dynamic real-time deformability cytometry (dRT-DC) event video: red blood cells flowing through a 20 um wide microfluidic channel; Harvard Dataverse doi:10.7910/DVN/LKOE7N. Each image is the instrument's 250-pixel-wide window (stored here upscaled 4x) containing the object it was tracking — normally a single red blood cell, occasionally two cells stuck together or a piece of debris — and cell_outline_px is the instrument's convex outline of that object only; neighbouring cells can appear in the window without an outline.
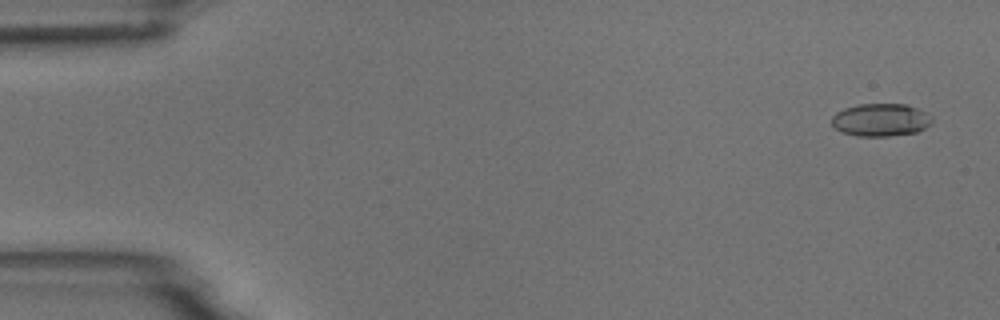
{"species": "common noctule bat (a hibernating species)", "species_latin": "Nyctalus noctula", "temperature_condition": "room temperature", "stored_images_in_passage": 5, "camera_frame_rate_fps": 3000, "um_per_image_px": 0.085, "animal": {"sex": "male", "body_mass_g": 18.8}, "frame": {"image": 1, "passage_image": 1, "time_ms": 0.0, "image_size_px": [1000, 320], "cell_outline_px": [[932, 120], [924, 128], [916, 132], [888, 136], [856, 136], [844, 132], [836, 128], [832, 124], [832, 116], [836, 112], [844, 108], [860, 104], [904, 104], [916, 108], [932, 116]], "centroid_in_image_um": [74.83, 10.19], "position_along_channel_um": 10.2, "area_um2": 18.9}}
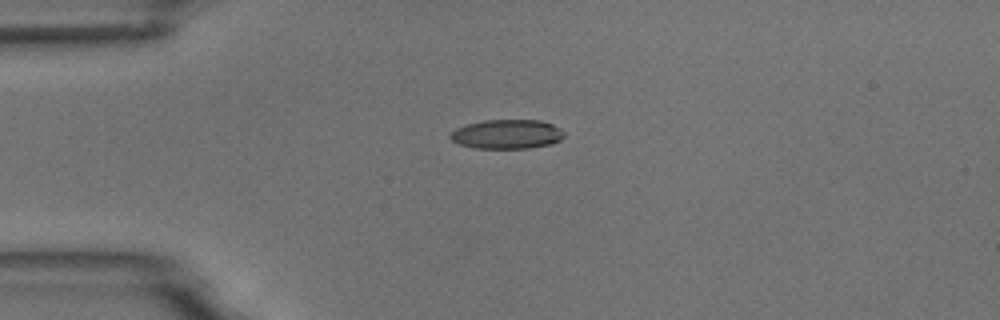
{"frame": {"image": 2, "passage_image": 4, "time_ms": 3.667, "image_size_px": [1000, 320], "cell_outline_px": [[564, 136], [560, 140], [552, 144], [528, 148], [476, 148], [460, 144], [452, 140], [448, 136], [456, 128], [468, 124], [484, 120], [540, 120], [552, 124], [560, 128], [564, 132]], "centroid_in_image_um": [43.11, 11.4], "position_along_channel_um": 41.9, "area_um2": 19.36}}